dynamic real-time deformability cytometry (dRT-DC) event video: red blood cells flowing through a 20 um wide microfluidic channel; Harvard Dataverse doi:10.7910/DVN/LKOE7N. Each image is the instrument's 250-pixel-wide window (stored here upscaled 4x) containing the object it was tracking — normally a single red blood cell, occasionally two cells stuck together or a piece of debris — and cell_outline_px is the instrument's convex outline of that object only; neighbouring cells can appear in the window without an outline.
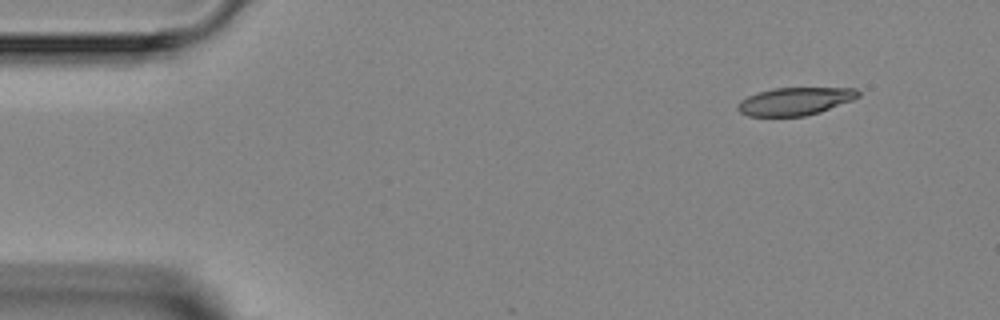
{"species": "Egyptian fruit bat (a non-hibernating species)", "species_latin": "Rousettus aegyptiacus", "temperature_condition": "room temperature", "stored_images_in_passage": 4, "camera_frame_rate_fps": 3000, "um_per_image_px": 0.085, "animal": {"sex": "female"}, "frame": {"image": 1, "passage_image": 1, "time_ms": 0.0, "image_size_px": [1000, 320], "cell_outline_px": [[860, 96], [852, 100], [820, 112], [804, 116], [748, 116], [740, 112], [736, 108], [736, 104], [740, 100], [748, 96], [772, 88], [856, 88], [860, 92]], "centroid_in_image_um": [67.56, 8.61], "position_along_channel_um": 17.4, "area_um2": 19.48}}